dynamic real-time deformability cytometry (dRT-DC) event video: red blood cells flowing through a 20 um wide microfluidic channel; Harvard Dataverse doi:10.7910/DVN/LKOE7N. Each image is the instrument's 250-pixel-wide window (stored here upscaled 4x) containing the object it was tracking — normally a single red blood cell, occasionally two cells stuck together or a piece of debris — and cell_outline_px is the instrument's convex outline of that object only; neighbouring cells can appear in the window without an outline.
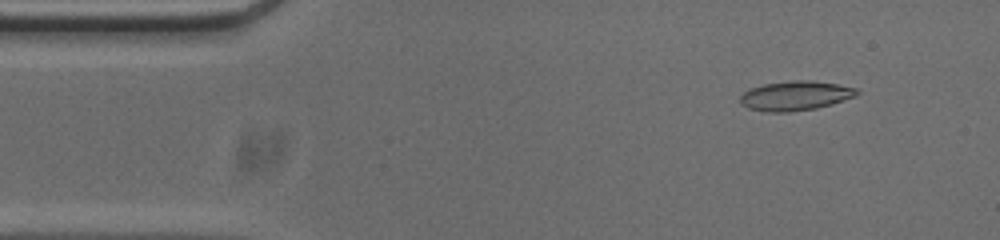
{"species": "common noctule bat (a hibernating species)", "species_latin": "Nyctalus noctula", "temperature_condition": "cold", "stored_images_in_passage": 52, "camera_frame_rate_fps": 3000, "um_per_image_px": 0.085, "animal": {"sex": "male", "body_mass_g": 20.0, "forearm_length_mm": 53.3}, "frame": {"image": 1, "passage_image": 5, "time_ms": 1.333, "image_size_px": [1000, 240], "cell_outline_px": [[860, 92], [856, 96], [832, 104], [816, 108], [788, 112], [764, 112], [748, 108], [740, 104], [740, 96], [744, 92], [752, 88], [764, 84], [792, 80], [812, 80], [836, 84], [856, 88]], "centroid_in_image_um": [67.6, 8.14], "position_along_channel_um": 17.4, "area_um2": 20.06}}
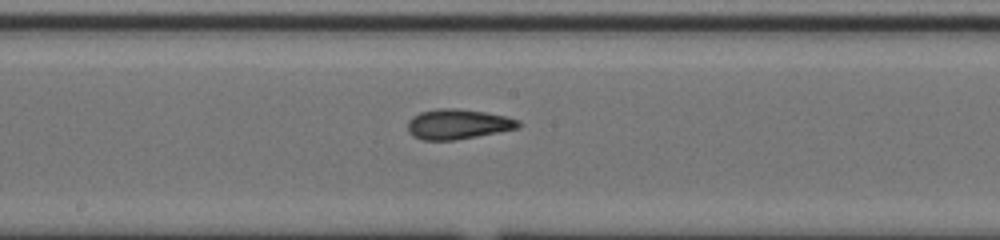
{"frame": {"image": 2, "passage_image": 26, "time_ms": 8.333, "image_size_px": [1000, 240], "cell_outline_px": [[520, 128], [500, 132], [456, 140], [424, 140], [412, 136], [408, 132], [408, 120], [412, 116], [420, 112], [436, 108], [456, 108], [484, 112], [508, 116], [520, 120]], "centroid_in_image_um": [38.93, 10.55], "position_along_channel_um": 209.3, "area_um2": 19.65}}
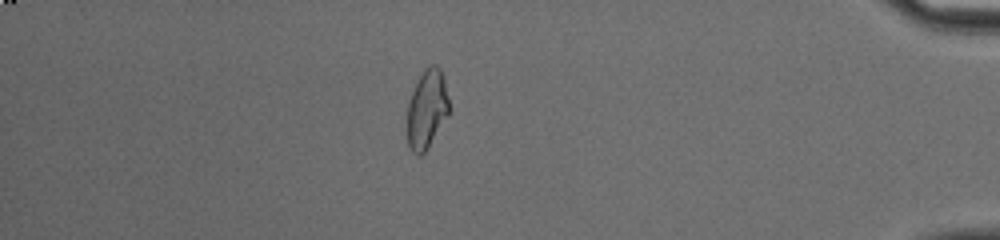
{"frame": {"image": 3, "passage_image": 45, "time_ms": 14.667, "image_size_px": [1000, 240], "cell_outline_px": [[448, 112], [424, 152], [420, 156], [416, 156], [412, 152], [408, 144], [404, 128], [408, 100], [424, 68], [432, 64], [436, 64], [440, 68], [444, 80], [448, 100]], "centroid_in_image_um": [36.2, 9.29], "position_along_channel_um": 399.0, "area_um2": 19.19}, "authors_computed_cell_mechanics": {"area_um2": 19.2474, "velocity_mm_per_s": 3.7866, "shape_relaxation_time_tau1_ms": 6.1771, "shape_relaxation_time_tau2_ms": 2.1237, "deformation_change_tau1": 0.1688, "deformation_change_tau2": 0.097}}